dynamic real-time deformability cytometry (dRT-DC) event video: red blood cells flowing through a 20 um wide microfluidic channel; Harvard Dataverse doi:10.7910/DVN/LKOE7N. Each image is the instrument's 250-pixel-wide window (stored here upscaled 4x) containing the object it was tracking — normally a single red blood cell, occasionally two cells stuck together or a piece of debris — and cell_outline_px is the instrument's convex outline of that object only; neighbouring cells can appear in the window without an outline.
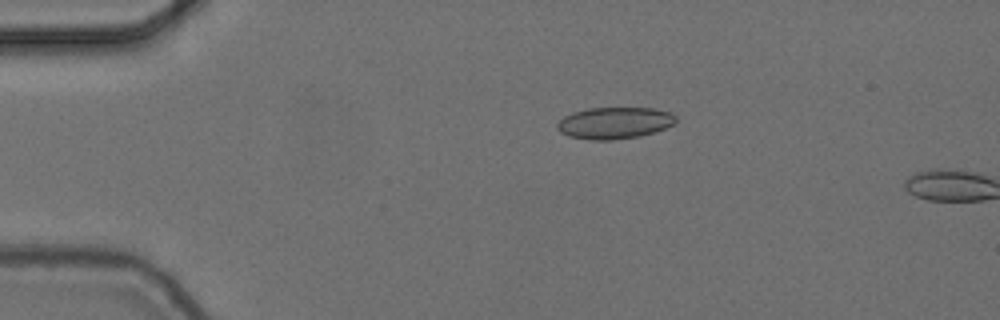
{"species": "common noctule bat (a hibernating species)", "species_latin": "Nyctalus noctula", "temperature_condition": "cold", "stored_images_in_passage": 3, "camera_frame_rate_fps": 3000, "um_per_image_px": 0.085, "animal": {"sex": "female", "body_mass_g": 24.6, "forearm_length_mm": 56.2}, "frame": {"image": 1, "passage_image": 2, "time_ms": 0.333, "image_size_px": [1000, 320], "cell_outline_px": [[676, 124], [656, 132], [640, 136], [612, 140], [592, 140], [568, 136], [560, 132], [556, 128], [556, 124], [564, 116], [572, 112], [588, 108], [656, 108], [672, 112], [676, 116]], "centroid_in_image_um": [52.26, 10.45], "position_along_channel_um": 32.7, "area_um2": 22.25}}